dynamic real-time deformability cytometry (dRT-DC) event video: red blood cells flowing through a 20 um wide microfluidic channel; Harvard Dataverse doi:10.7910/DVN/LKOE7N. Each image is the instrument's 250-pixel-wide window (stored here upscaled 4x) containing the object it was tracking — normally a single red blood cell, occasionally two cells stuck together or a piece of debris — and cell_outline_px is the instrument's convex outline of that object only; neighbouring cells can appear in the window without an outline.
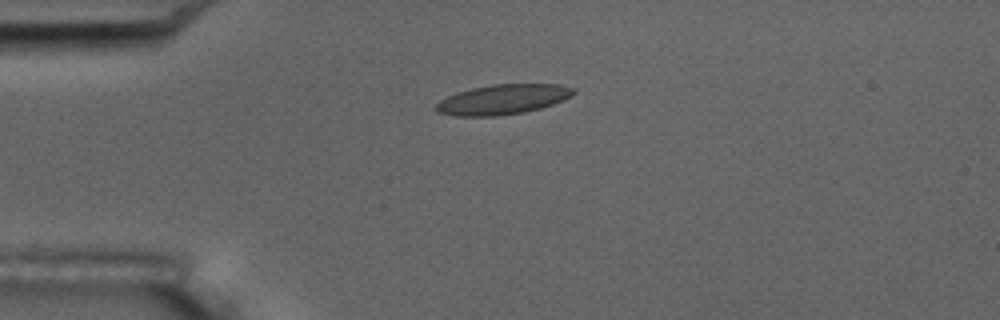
{"species": "common noctule bat (a hibernating species)", "species_latin": "Nyctalus noctula", "temperature_condition": "room temperature", "stored_images_in_passage": 11, "camera_frame_rate_fps": 3000, "um_per_image_px": 0.085, "animal": {"sex": "male", "body_mass_g": 17.5, "forearm_length_mm": 52.3}, "frame": {"image": 1, "passage_image": 4, "time_ms": 4.333, "image_size_px": [1000, 320], "cell_outline_px": [[576, 92], [572, 96], [564, 100], [540, 108], [524, 112], [496, 116], [456, 116], [436, 112], [432, 108], [440, 100], [456, 92], [472, 88], [492, 84], [560, 84], [576, 88]], "centroid_in_image_um": [42.73, 8.45], "position_along_channel_um": 42.3, "area_um2": 24.22}}
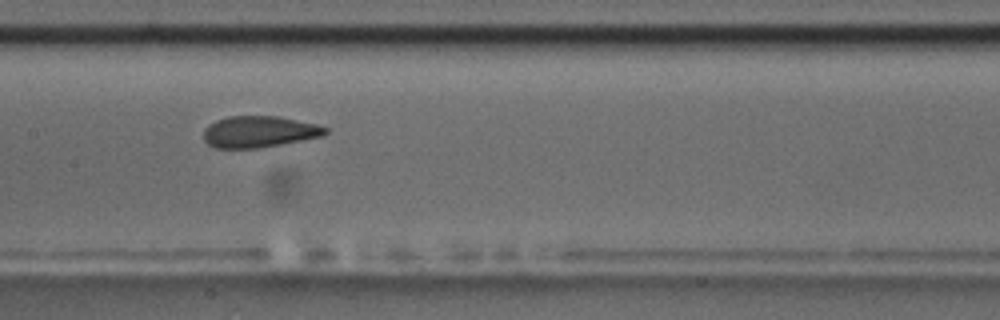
{"frame": {"image": 2, "passage_image": 8, "time_ms": 9.0, "image_size_px": [1000, 320], "cell_outline_px": [[328, 132], [320, 136], [260, 148], [216, 148], [208, 144], [204, 140], [204, 128], [208, 124], [216, 120], [228, 116], [280, 116], [316, 124], [328, 128]], "centroid_in_image_um": [21.99, 11.19], "position_along_channel_um": 185.4, "area_um2": 22.25}}